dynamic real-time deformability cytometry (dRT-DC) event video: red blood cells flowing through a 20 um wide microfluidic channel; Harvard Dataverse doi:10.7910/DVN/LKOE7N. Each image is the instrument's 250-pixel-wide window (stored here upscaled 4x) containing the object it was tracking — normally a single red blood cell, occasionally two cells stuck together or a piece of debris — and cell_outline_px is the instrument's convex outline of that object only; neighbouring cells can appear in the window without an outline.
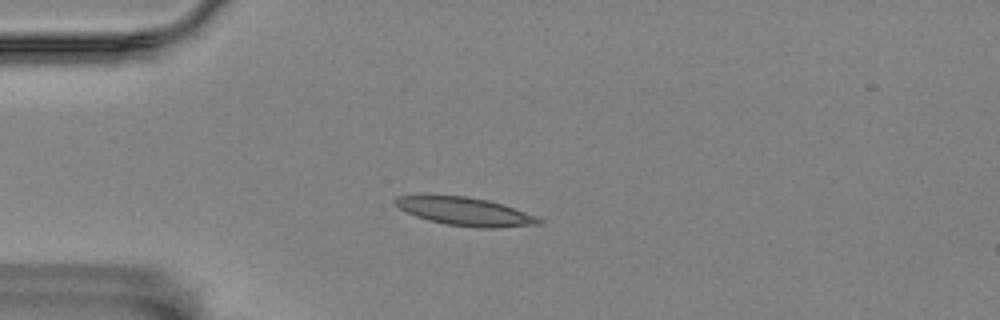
{"species": "Egyptian fruit bat (a non-hibernating species)", "species_latin": "Rousettus aegyptiacus", "temperature_condition": "room temperature", "stored_images_in_passage": 3, "camera_frame_rate_fps": 3000, "um_per_image_px": 0.085, "animal": {"sex": "female"}, "frame": {"image": 1, "passage_image": 3, "time_ms": 3.0, "image_size_px": [1000, 320], "cell_outline_px": [[544, 220], [540, 224], [500, 228], [476, 228], [444, 224], [428, 220], [416, 216], [400, 208], [392, 200], [396, 196], [464, 196], [488, 200], [504, 204], [536, 216]], "centroid_in_image_um": [39.59, 18.0], "position_along_channel_um": 45.4, "area_um2": 23.52}}